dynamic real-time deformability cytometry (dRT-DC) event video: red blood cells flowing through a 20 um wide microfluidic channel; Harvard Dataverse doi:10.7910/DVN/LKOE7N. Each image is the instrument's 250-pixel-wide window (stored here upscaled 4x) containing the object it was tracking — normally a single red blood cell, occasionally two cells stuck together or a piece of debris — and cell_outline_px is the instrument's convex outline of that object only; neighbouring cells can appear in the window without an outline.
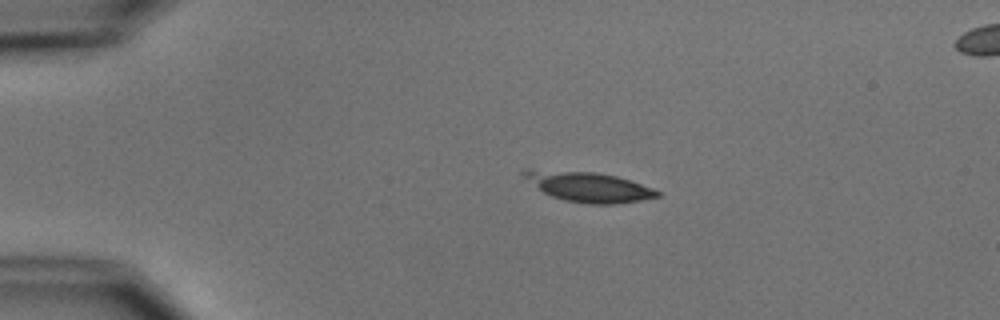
{"species": "common noctule bat (a hibernating species)", "species_latin": "Nyctalus noctula", "temperature_condition": "cold", "stored_images_in_passage": 7, "camera_frame_rate_fps": 3000, "um_per_image_px": 0.085, "animal": {"sex": "male", "body_mass_g": 15.6}, "frame": {"image": 1, "passage_image": 1, "time_ms": 0.0, "image_size_px": [1000, 320], "cell_outline_px": [[660, 196], [640, 200], [616, 204], [588, 204], [568, 200], [552, 196], [544, 192], [524, 176], [520, 172], [524, 168], [528, 168], [596, 172], [616, 176], [632, 180], [652, 188], [660, 192]], "centroid_in_image_um": [50.03, 15.85], "position_along_channel_um": 35.0, "area_um2": 23.24}}
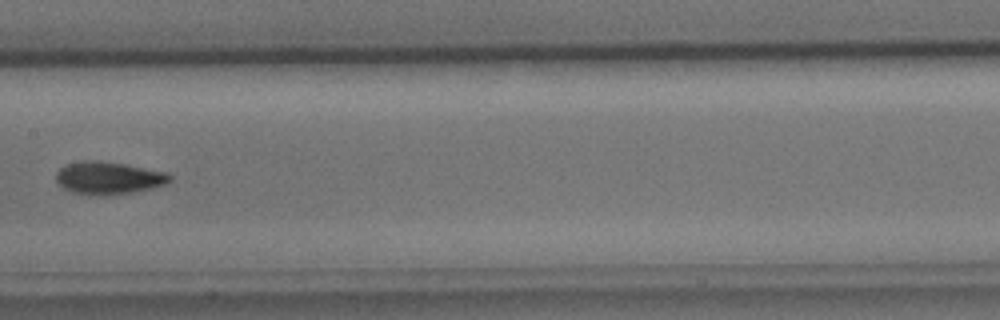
{"frame": {"image": 2, "passage_image": 6, "time_ms": 5.667, "image_size_px": [1000, 320], "cell_outline_px": [[172, 180], [164, 184], [152, 188], [132, 192], [96, 196], [72, 192], [64, 188], [56, 180], [56, 172], [60, 168], [68, 164], [84, 160], [100, 160], [124, 164], [168, 172], [172, 176]], "centroid_in_image_um": [9.23, 15.12], "position_along_channel_um": 198.2, "area_um2": 21.56}}
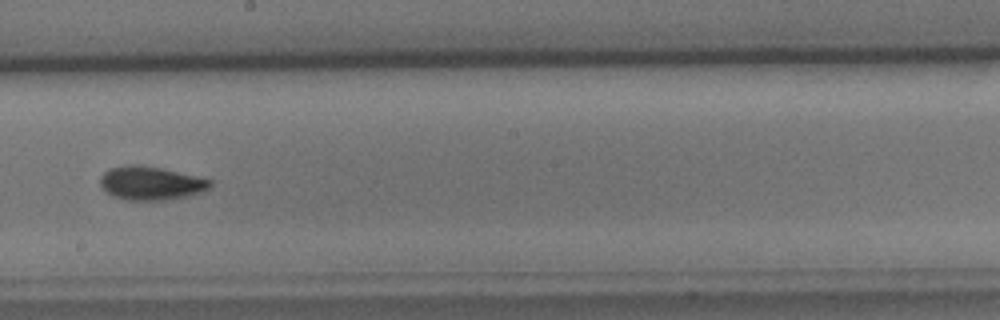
{"frame": {"image": 3, "passage_image": 7, "time_ms": 6.667, "image_size_px": [1000, 320], "cell_outline_px": [[212, 184], [208, 188], [200, 192], [168, 200], [128, 200], [112, 196], [100, 184], [100, 176], [108, 168], [128, 164], [140, 164], [160, 168], [212, 180]], "centroid_in_image_um": [12.77, 15.56], "position_along_channel_um": 235.4, "area_um2": 21.33}}